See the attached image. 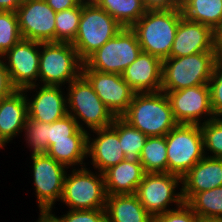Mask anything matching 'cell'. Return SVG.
<instances>
[{
  "instance_id": "1",
  "label": "cell",
  "mask_w": 222,
  "mask_h": 222,
  "mask_svg": "<svg viewBox=\"0 0 222 222\" xmlns=\"http://www.w3.org/2000/svg\"><path fill=\"white\" fill-rule=\"evenodd\" d=\"M121 117L147 137L166 136L178 124L163 91L135 93Z\"/></svg>"
},
{
  "instance_id": "12",
  "label": "cell",
  "mask_w": 222,
  "mask_h": 222,
  "mask_svg": "<svg viewBox=\"0 0 222 222\" xmlns=\"http://www.w3.org/2000/svg\"><path fill=\"white\" fill-rule=\"evenodd\" d=\"M163 92L169 98L174 119L178 124L201 125L215 118L211 108L209 84Z\"/></svg>"
},
{
  "instance_id": "38",
  "label": "cell",
  "mask_w": 222,
  "mask_h": 222,
  "mask_svg": "<svg viewBox=\"0 0 222 222\" xmlns=\"http://www.w3.org/2000/svg\"><path fill=\"white\" fill-rule=\"evenodd\" d=\"M15 91L16 88L13 86L4 60L0 56V100L10 96Z\"/></svg>"
},
{
  "instance_id": "20",
  "label": "cell",
  "mask_w": 222,
  "mask_h": 222,
  "mask_svg": "<svg viewBox=\"0 0 222 222\" xmlns=\"http://www.w3.org/2000/svg\"><path fill=\"white\" fill-rule=\"evenodd\" d=\"M222 186V159L204 156L182 177L186 203L194 194Z\"/></svg>"
},
{
  "instance_id": "8",
  "label": "cell",
  "mask_w": 222,
  "mask_h": 222,
  "mask_svg": "<svg viewBox=\"0 0 222 222\" xmlns=\"http://www.w3.org/2000/svg\"><path fill=\"white\" fill-rule=\"evenodd\" d=\"M135 194L152 217L163 214L184 203L182 177L167 172L145 173Z\"/></svg>"
},
{
  "instance_id": "23",
  "label": "cell",
  "mask_w": 222,
  "mask_h": 222,
  "mask_svg": "<svg viewBox=\"0 0 222 222\" xmlns=\"http://www.w3.org/2000/svg\"><path fill=\"white\" fill-rule=\"evenodd\" d=\"M105 211L107 222H152L136 194L107 195Z\"/></svg>"
},
{
  "instance_id": "30",
  "label": "cell",
  "mask_w": 222,
  "mask_h": 222,
  "mask_svg": "<svg viewBox=\"0 0 222 222\" xmlns=\"http://www.w3.org/2000/svg\"><path fill=\"white\" fill-rule=\"evenodd\" d=\"M81 18V4L61 12H56L55 42L72 43L77 36Z\"/></svg>"
},
{
  "instance_id": "9",
  "label": "cell",
  "mask_w": 222,
  "mask_h": 222,
  "mask_svg": "<svg viewBox=\"0 0 222 222\" xmlns=\"http://www.w3.org/2000/svg\"><path fill=\"white\" fill-rule=\"evenodd\" d=\"M31 165L32 181L39 214H48L56 211L55 207L60 201L63 183L68 168L54 160L47 154L31 155L29 157Z\"/></svg>"
},
{
  "instance_id": "4",
  "label": "cell",
  "mask_w": 222,
  "mask_h": 222,
  "mask_svg": "<svg viewBox=\"0 0 222 222\" xmlns=\"http://www.w3.org/2000/svg\"><path fill=\"white\" fill-rule=\"evenodd\" d=\"M106 199L103 173L87 165L67 170L59 202L68 210L105 209Z\"/></svg>"
},
{
  "instance_id": "10",
  "label": "cell",
  "mask_w": 222,
  "mask_h": 222,
  "mask_svg": "<svg viewBox=\"0 0 222 222\" xmlns=\"http://www.w3.org/2000/svg\"><path fill=\"white\" fill-rule=\"evenodd\" d=\"M165 138L167 173L183 177L205 156L200 125L177 124Z\"/></svg>"
},
{
  "instance_id": "16",
  "label": "cell",
  "mask_w": 222,
  "mask_h": 222,
  "mask_svg": "<svg viewBox=\"0 0 222 222\" xmlns=\"http://www.w3.org/2000/svg\"><path fill=\"white\" fill-rule=\"evenodd\" d=\"M82 75L115 117H121L128 110L136 92L124 81L121 74L82 69Z\"/></svg>"
},
{
  "instance_id": "18",
  "label": "cell",
  "mask_w": 222,
  "mask_h": 222,
  "mask_svg": "<svg viewBox=\"0 0 222 222\" xmlns=\"http://www.w3.org/2000/svg\"><path fill=\"white\" fill-rule=\"evenodd\" d=\"M200 52H216L215 32L183 16L176 30L170 57H184Z\"/></svg>"
},
{
  "instance_id": "3",
  "label": "cell",
  "mask_w": 222,
  "mask_h": 222,
  "mask_svg": "<svg viewBox=\"0 0 222 222\" xmlns=\"http://www.w3.org/2000/svg\"><path fill=\"white\" fill-rule=\"evenodd\" d=\"M66 87L68 114L77 121L81 130L88 133L113 124L115 116L82 74Z\"/></svg>"
},
{
  "instance_id": "14",
  "label": "cell",
  "mask_w": 222,
  "mask_h": 222,
  "mask_svg": "<svg viewBox=\"0 0 222 222\" xmlns=\"http://www.w3.org/2000/svg\"><path fill=\"white\" fill-rule=\"evenodd\" d=\"M23 91L27 100L29 119L52 123L68 114L67 94L63 86L37 84Z\"/></svg>"
},
{
  "instance_id": "17",
  "label": "cell",
  "mask_w": 222,
  "mask_h": 222,
  "mask_svg": "<svg viewBox=\"0 0 222 222\" xmlns=\"http://www.w3.org/2000/svg\"><path fill=\"white\" fill-rule=\"evenodd\" d=\"M124 156L118 135V117L111 126L88 132L87 166L103 173L123 161Z\"/></svg>"
},
{
  "instance_id": "15",
  "label": "cell",
  "mask_w": 222,
  "mask_h": 222,
  "mask_svg": "<svg viewBox=\"0 0 222 222\" xmlns=\"http://www.w3.org/2000/svg\"><path fill=\"white\" fill-rule=\"evenodd\" d=\"M16 14L23 39L55 42L56 12L45 0H25Z\"/></svg>"
},
{
  "instance_id": "33",
  "label": "cell",
  "mask_w": 222,
  "mask_h": 222,
  "mask_svg": "<svg viewBox=\"0 0 222 222\" xmlns=\"http://www.w3.org/2000/svg\"><path fill=\"white\" fill-rule=\"evenodd\" d=\"M200 128L205 156L222 159V117H215L201 124Z\"/></svg>"
},
{
  "instance_id": "37",
  "label": "cell",
  "mask_w": 222,
  "mask_h": 222,
  "mask_svg": "<svg viewBox=\"0 0 222 222\" xmlns=\"http://www.w3.org/2000/svg\"><path fill=\"white\" fill-rule=\"evenodd\" d=\"M152 222H201V220L184 202L178 208L152 217Z\"/></svg>"
},
{
  "instance_id": "13",
  "label": "cell",
  "mask_w": 222,
  "mask_h": 222,
  "mask_svg": "<svg viewBox=\"0 0 222 222\" xmlns=\"http://www.w3.org/2000/svg\"><path fill=\"white\" fill-rule=\"evenodd\" d=\"M2 58L16 90L38 84L40 42L22 39Z\"/></svg>"
},
{
  "instance_id": "35",
  "label": "cell",
  "mask_w": 222,
  "mask_h": 222,
  "mask_svg": "<svg viewBox=\"0 0 222 222\" xmlns=\"http://www.w3.org/2000/svg\"><path fill=\"white\" fill-rule=\"evenodd\" d=\"M65 210L63 215H56L54 211L48 214L56 222H107L105 209Z\"/></svg>"
},
{
  "instance_id": "28",
  "label": "cell",
  "mask_w": 222,
  "mask_h": 222,
  "mask_svg": "<svg viewBox=\"0 0 222 222\" xmlns=\"http://www.w3.org/2000/svg\"><path fill=\"white\" fill-rule=\"evenodd\" d=\"M118 135L121 149L125 154L124 160L140 163V154L148 137L122 117H118Z\"/></svg>"
},
{
  "instance_id": "43",
  "label": "cell",
  "mask_w": 222,
  "mask_h": 222,
  "mask_svg": "<svg viewBox=\"0 0 222 222\" xmlns=\"http://www.w3.org/2000/svg\"><path fill=\"white\" fill-rule=\"evenodd\" d=\"M201 222H222V217H211L204 219Z\"/></svg>"
},
{
  "instance_id": "24",
  "label": "cell",
  "mask_w": 222,
  "mask_h": 222,
  "mask_svg": "<svg viewBox=\"0 0 222 222\" xmlns=\"http://www.w3.org/2000/svg\"><path fill=\"white\" fill-rule=\"evenodd\" d=\"M46 154L68 169L86 166L87 136H70V140L54 141Z\"/></svg>"
},
{
  "instance_id": "5",
  "label": "cell",
  "mask_w": 222,
  "mask_h": 222,
  "mask_svg": "<svg viewBox=\"0 0 222 222\" xmlns=\"http://www.w3.org/2000/svg\"><path fill=\"white\" fill-rule=\"evenodd\" d=\"M217 59V52H200L162 60L161 91H178L209 84Z\"/></svg>"
},
{
  "instance_id": "31",
  "label": "cell",
  "mask_w": 222,
  "mask_h": 222,
  "mask_svg": "<svg viewBox=\"0 0 222 222\" xmlns=\"http://www.w3.org/2000/svg\"><path fill=\"white\" fill-rule=\"evenodd\" d=\"M22 140L30 155L46 154L48 151V123L34 121L27 118Z\"/></svg>"
},
{
  "instance_id": "2",
  "label": "cell",
  "mask_w": 222,
  "mask_h": 222,
  "mask_svg": "<svg viewBox=\"0 0 222 222\" xmlns=\"http://www.w3.org/2000/svg\"><path fill=\"white\" fill-rule=\"evenodd\" d=\"M181 9L146 11L131 27L143 52L161 60L170 57L180 19Z\"/></svg>"
},
{
  "instance_id": "25",
  "label": "cell",
  "mask_w": 222,
  "mask_h": 222,
  "mask_svg": "<svg viewBox=\"0 0 222 222\" xmlns=\"http://www.w3.org/2000/svg\"><path fill=\"white\" fill-rule=\"evenodd\" d=\"M180 9L185 18L214 32L222 25V0H182Z\"/></svg>"
},
{
  "instance_id": "11",
  "label": "cell",
  "mask_w": 222,
  "mask_h": 222,
  "mask_svg": "<svg viewBox=\"0 0 222 222\" xmlns=\"http://www.w3.org/2000/svg\"><path fill=\"white\" fill-rule=\"evenodd\" d=\"M141 51L135 32L131 28L123 27L116 36L84 61L82 69L122 74Z\"/></svg>"
},
{
  "instance_id": "42",
  "label": "cell",
  "mask_w": 222,
  "mask_h": 222,
  "mask_svg": "<svg viewBox=\"0 0 222 222\" xmlns=\"http://www.w3.org/2000/svg\"><path fill=\"white\" fill-rule=\"evenodd\" d=\"M34 222H56L49 214H39L38 219Z\"/></svg>"
},
{
  "instance_id": "44",
  "label": "cell",
  "mask_w": 222,
  "mask_h": 222,
  "mask_svg": "<svg viewBox=\"0 0 222 222\" xmlns=\"http://www.w3.org/2000/svg\"><path fill=\"white\" fill-rule=\"evenodd\" d=\"M8 144L9 143L0 134V150L6 148Z\"/></svg>"
},
{
  "instance_id": "19",
  "label": "cell",
  "mask_w": 222,
  "mask_h": 222,
  "mask_svg": "<svg viewBox=\"0 0 222 222\" xmlns=\"http://www.w3.org/2000/svg\"><path fill=\"white\" fill-rule=\"evenodd\" d=\"M121 75L136 93L159 92L162 85V60L141 51Z\"/></svg>"
},
{
  "instance_id": "27",
  "label": "cell",
  "mask_w": 222,
  "mask_h": 222,
  "mask_svg": "<svg viewBox=\"0 0 222 222\" xmlns=\"http://www.w3.org/2000/svg\"><path fill=\"white\" fill-rule=\"evenodd\" d=\"M146 173L167 172V144L165 136L148 137L140 154Z\"/></svg>"
},
{
  "instance_id": "6",
  "label": "cell",
  "mask_w": 222,
  "mask_h": 222,
  "mask_svg": "<svg viewBox=\"0 0 222 222\" xmlns=\"http://www.w3.org/2000/svg\"><path fill=\"white\" fill-rule=\"evenodd\" d=\"M123 26L92 0L81 3L77 36L71 43L84 62L92 53L116 36Z\"/></svg>"
},
{
  "instance_id": "39",
  "label": "cell",
  "mask_w": 222,
  "mask_h": 222,
  "mask_svg": "<svg viewBox=\"0 0 222 222\" xmlns=\"http://www.w3.org/2000/svg\"><path fill=\"white\" fill-rule=\"evenodd\" d=\"M146 11L173 10L181 8L182 0H141Z\"/></svg>"
},
{
  "instance_id": "40",
  "label": "cell",
  "mask_w": 222,
  "mask_h": 222,
  "mask_svg": "<svg viewBox=\"0 0 222 222\" xmlns=\"http://www.w3.org/2000/svg\"><path fill=\"white\" fill-rule=\"evenodd\" d=\"M45 1L55 12H61L66 9L79 6L84 0H45Z\"/></svg>"
},
{
  "instance_id": "26",
  "label": "cell",
  "mask_w": 222,
  "mask_h": 222,
  "mask_svg": "<svg viewBox=\"0 0 222 222\" xmlns=\"http://www.w3.org/2000/svg\"><path fill=\"white\" fill-rule=\"evenodd\" d=\"M92 1L126 28H131L146 12L141 0Z\"/></svg>"
},
{
  "instance_id": "36",
  "label": "cell",
  "mask_w": 222,
  "mask_h": 222,
  "mask_svg": "<svg viewBox=\"0 0 222 222\" xmlns=\"http://www.w3.org/2000/svg\"><path fill=\"white\" fill-rule=\"evenodd\" d=\"M211 108L215 117H222V58L218 57L209 80Z\"/></svg>"
},
{
  "instance_id": "34",
  "label": "cell",
  "mask_w": 222,
  "mask_h": 222,
  "mask_svg": "<svg viewBox=\"0 0 222 222\" xmlns=\"http://www.w3.org/2000/svg\"><path fill=\"white\" fill-rule=\"evenodd\" d=\"M88 133L81 130L77 121L69 114L65 117L48 123V148L54 141L70 140V136H87Z\"/></svg>"
},
{
  "instance_id": "41",
  "label": "cell",
  "mask_w": 222,
  "mask_h": 222,
  "mask_svg": "<svg viewBox=\"0 0 222 222\" xmlns=\"http://www.w3.org/2000/svg\"><path fill=\"white\" fill-rule=\"evenodd\" d=\"M25 0H0V11H13L21 6Z\"/></svg>"
},
{
  "instance_id": "22",
  "label": "cell",
  "mask_w": 222,
  "mask_h": 222,
  "mask_svg": "<svg viewBox=\"0 0 222 222\" xmlns=\"http://www.w3.org/2000/svg\"><path fill=\"white\" fill-rule=\"evenodd\" d=\"M141 163L121 161L103 172L107 195L135 194L145 175Z\"/></svg>"
},
{
  "instance_id": "7",
  "label": "cell",
  "mask_w": 222,
  "mask_h": 222,
  "mask_svg": "<svg viewBox=\"0 0 222 222\" xmlns=\"http://www.w3.org/2000/svg\"><path fill=\"white\" fill-rule=\"evenodd\" d=\"M83 61L68 42H40L39 85L66 87L82 74Z\"/></svg>"
},
{
  "instance_id": "32",
  "label": "cell",
  "mask_w": 222,
  "mask_h": 222,
  "mask_svg": "<svg viewBox=\"0 0 222 222\" xmlns=\"http://www.w3.org/2000/svg\"><path fill=\"white\" fill-rule=\"evenodd\" d=\"M22 39L16 12L0 11V56Z\"/></svg>"
},
{
  "instance_id": "29",
  "label": "cell",
  "mask_w": 222,
  "mask_h": 222,
  "mask_svg": "<svg viewBox=\"0 0 222 222\" xmlns=\"http://www.w3.org/2000/svg\"><path fill=\"white\" fill-rule=\"evenodd\" d=\"M186 204L201 221L211 217H222V186L196 193Z\"/></svg>"
},
{
  "instance_id": "21",
  "label": "cell",
  "mask_w": 222,
  "mask_h": 222,
  "mask_svg": "<svg viewBox=\"0 0 222 222\" xmlns=\"http://www.w3.org/2000/svg\"><path fill=\"white\" fill-rule=\"evenodd\" d=\"M27 118V100L23 90H16L0 100V134L8 143L23 137Z\"/></svg>"
}]
</instances>
